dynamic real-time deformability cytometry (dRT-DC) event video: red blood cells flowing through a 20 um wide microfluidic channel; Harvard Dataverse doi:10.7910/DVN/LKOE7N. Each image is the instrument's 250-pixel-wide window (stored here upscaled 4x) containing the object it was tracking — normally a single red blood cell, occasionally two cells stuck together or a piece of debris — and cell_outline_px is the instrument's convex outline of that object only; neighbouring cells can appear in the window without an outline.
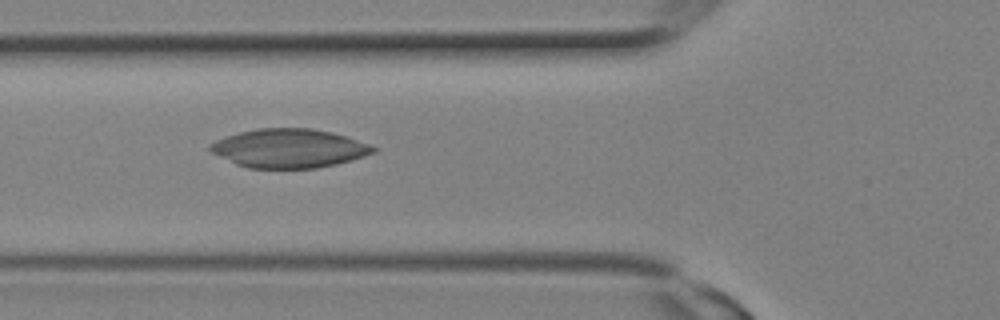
{"species": "Egyptian fruit bat (a non-hibernating species)", "species_latin": "Rousettus aegyptiacus", "temperature_condition": "room temperature", "stored_images_in_passage": 7, "camera_frame_rate_fps": 3000, "um_per_image_px": 0.085, "animal": {"sex": "female"}, "frame": {"image": 1, "passage_image": 4, "time_ms": 1.0, "image_size_px": [1000, 320], "cell_outline_px": [[376, 152], [364, 156], [336, 164], [316, 168], [248, 168], [236, 164], [212, 152], [208, 148], [208, 144], [216, 140], [240, 132], [260, 128], [312, 128], [332, 132], [348, 136], [368, 144], [376, 148]], "centroid_in_image_um": [24.58, 12.6], "position_along_channel_um": 101.2, "area_um2": 36.76}}
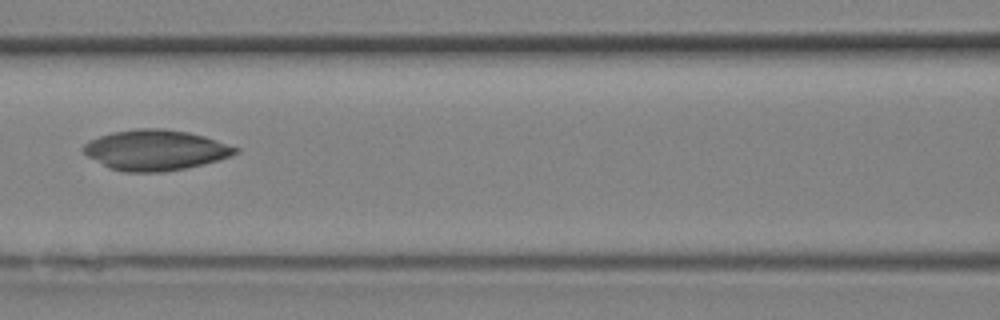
{"frame": {"image": 2, "passage_image": 6, "time_ms": 1.667, "image_size_px": [1000, 320], "cell_outline_px": [[240, 152], [232, 156], [184, 168], [160, 172], [124, 172], [108, 168], [88, 156], [80, 148], [88, 140], [112, 132], [136, 128], [164, 128], [188, 132], [204, 136], [240, 148]], "centroid_in_image_um": [13.19, 12.75], "position_along_channel_um": 153.4, "area_um2": 35.84}}